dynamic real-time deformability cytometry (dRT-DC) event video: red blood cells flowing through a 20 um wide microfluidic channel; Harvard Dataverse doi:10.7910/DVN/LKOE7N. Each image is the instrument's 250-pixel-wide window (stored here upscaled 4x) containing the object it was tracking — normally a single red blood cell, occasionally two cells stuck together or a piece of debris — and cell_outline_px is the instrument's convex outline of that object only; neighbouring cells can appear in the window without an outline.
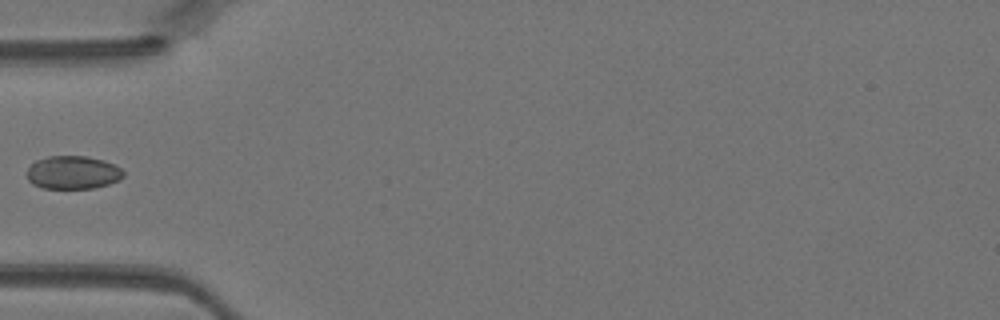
{"species": "Egyptian fruit bat (a non-hibernating species)", "species_latin": "Rousettus aegyptiacus", "temperature_condition": "warm", "stored_images_in_passage": 14, "camera_frame_rate_fps": 3000, "um_per_image_px": 0.085, "animal": {"sex": "female"}, "frame": {"image": 1, "passage_image": 1, "time_ms": 0.0, "image_size_px": [1000, 320], "cell_outline_px": [[124, 176], [120, 180], [108, 184], [92, 188], [44, 188], [32, 184], [28, 180], [28, 168], [36, 160], [48, 156], [88, 156], [104, 160], [120, 168], [124, 172]], "centroid_in_image_um": [6.2, 14.66], "position_along_channel_um": 78.8, "area_um2": 18.61}}
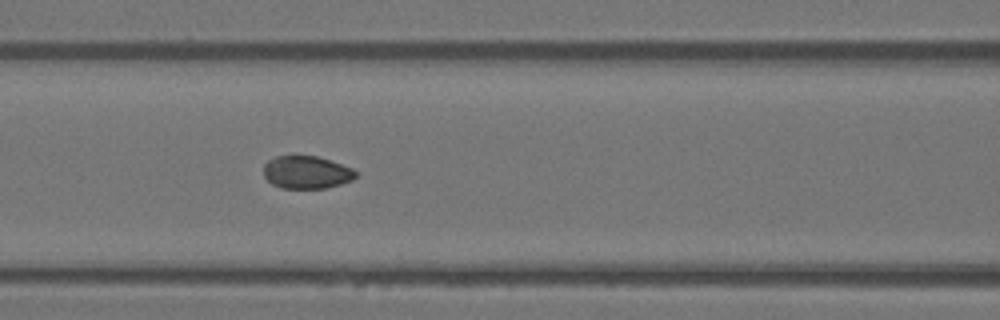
{"frame": {"image": 2, "passage_image": 5, "time_ms": 1.333, "image_size_px": [1000, 320], "cell_outline_px": [[360, 172], [352, 180], [340, 184], [324, 188], [280, 188], [272, 184], [264, 176], [264, 164], [268, 160], [276, 156], [296, 152], [316, 156], [352, 168]], "centroid_in_image_um": [26.03, 14.6], "position_along_channel_um": 140.6, "area_um2": 18.09}}
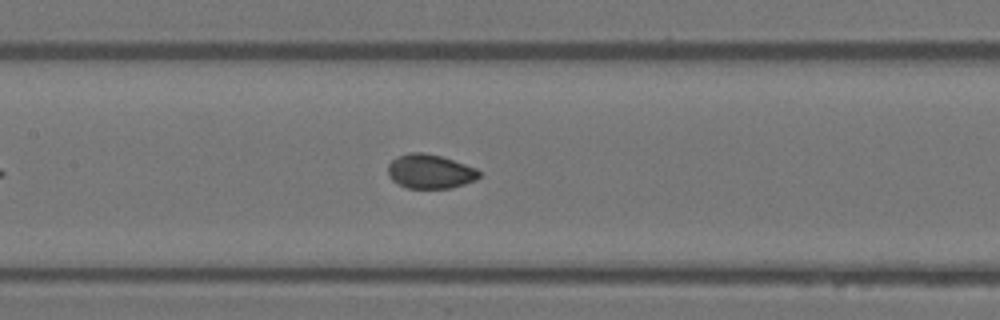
{"frame": {"image": 3, "passage_image": 7, "time_ms": 2.0, "image_size_px": [1000, 320], "cell_outline_px": [[480, 176], [476, 180], [452, 188], [408, 188], [392, 180], [388, 172], [388, 164], [392, 160], [408, 152], [424, 152], [440, 156], [476, 168], [480, 172]], "centroid_in_image_um": [36.56, 14.57], "position_along_channel_um": 170.8, "area_um2": 18.03}}